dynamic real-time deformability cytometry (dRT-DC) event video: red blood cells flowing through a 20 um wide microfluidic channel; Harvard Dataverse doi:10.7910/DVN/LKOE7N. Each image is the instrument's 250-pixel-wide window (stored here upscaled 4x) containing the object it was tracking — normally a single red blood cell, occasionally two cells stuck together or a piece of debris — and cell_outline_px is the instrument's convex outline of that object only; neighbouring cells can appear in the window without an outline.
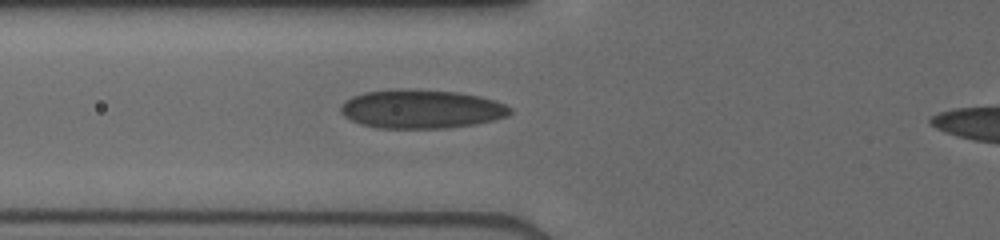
{"species": "human", "species_latin": "Homo sapiens", "temperature_condition": "cold", "stored_images_in_passage": 12, "camera_frame_rate_fps": 3000, "um_per_image_px": 0.085, "donor": {"sex": "male"}, "frame": {"image": 1, "passage_image": 9, "time_ms": 4.0, "image_size_px": [1000, 240], "cell_outline_px": [[512, 112], [508, 116], [476, 124], [444, 128], [376, 128], [360, 124], [344, 116], [340, 112], [340, 104], [344, 100], [352, 96], [364, 92], [460, 92], [480, 96], [496, 100], [512, 108]], "centroid_in_image_um": [35.83, 9.32], "position_along_channel_um": 90.0, "area_um2": 37.28}}
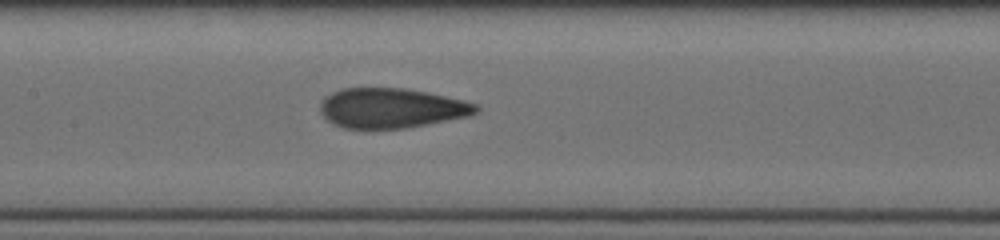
{"frame": {"image": 2, "passage_image": 12, "time_ms": 6.0, "image_size_px": [1000, 240], "cell_outline_px": [[480, 108], [476, 112], [468, 116], [404, 128], [344, 128], [332, 124], [320, 112], [320, 104], [324, 96], [332, 92], [344, 88], [404, 88], [428, 92], [464, 100], [476, 104]], "centroid_in_image_um": [33.24, 9.18], "position_along_channel_um": 174.2, "area_um2": 36.07}}